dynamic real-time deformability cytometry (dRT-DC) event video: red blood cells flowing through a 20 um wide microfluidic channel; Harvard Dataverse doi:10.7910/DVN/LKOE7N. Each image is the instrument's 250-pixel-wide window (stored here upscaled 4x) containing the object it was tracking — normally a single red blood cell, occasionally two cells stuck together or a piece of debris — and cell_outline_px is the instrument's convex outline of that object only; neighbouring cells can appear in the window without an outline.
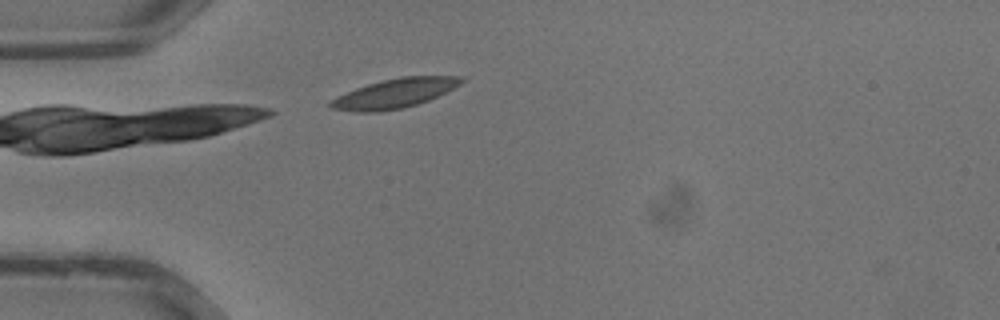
{"species": "common noctule bat (a hibernating species)", "species_latin": "Nyctalus noctula", "temperature_condition": "warm", "stored_images_in_passage": 5, "camera_frame_rate_fps": 3000, "um_per_image_px": 0.085, "animal": {"sex": "male", "body_mass_g": 13.3}, "frame": {"image": 1, "passage_image": 5, "time_ms": 1.333, "image_size_px": [1000, 320], "cell_outline_px": [[464, 80], [460, 84], [428, 100], [404, 108], [380, 112], [352, 112], [332, 108], [328, 104], [336, 96], [356, 88], [368, 84], [400, 76], [464, 76]], "centroid_in_image_um": [33.51, 7.94], "position_along_channel_um": 51.5, "area_um2": 22.2}}